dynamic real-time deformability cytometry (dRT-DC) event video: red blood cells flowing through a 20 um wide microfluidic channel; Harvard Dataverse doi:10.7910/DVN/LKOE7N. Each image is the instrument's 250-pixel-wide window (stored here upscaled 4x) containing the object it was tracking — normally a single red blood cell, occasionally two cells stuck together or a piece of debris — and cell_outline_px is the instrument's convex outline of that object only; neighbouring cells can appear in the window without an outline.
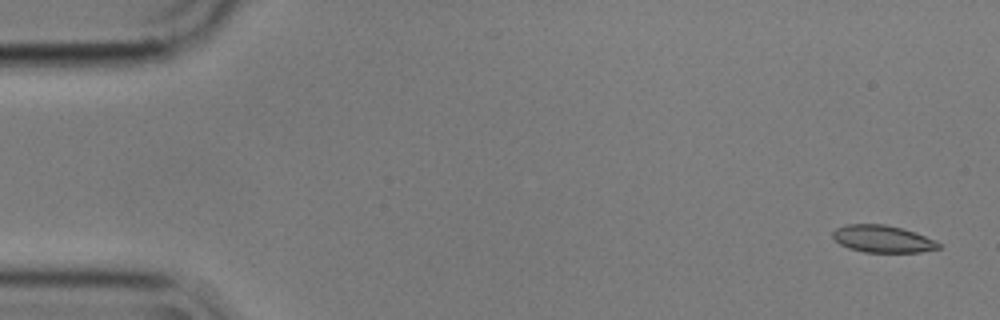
{"species": "common noctule bat (a hibernating species)", "species_latin": "Nyctalus noctula", "temperature_condition": "cold", "stored_images_in_passage": 5, "camera_frame_rate_fps": 3000, "um_per_image_px": 0.085, "animal": {"sex": "male", "body_mass_g": 17.9}, "frame": {"image": 1, "passage_image": 1, "time_ms": 0.0, "image_size_px": [1000, 320], "cell_outline_px": [[940, 248], [920, 252], [864, 252], [848, 248], [840, 244], [832, 236], [832, 232], [836, 228], [848, 224], [884, 224], [916, 232], [936, 240], [940, 244]], "centroid_in_image_um": [75.03, 20.31], "position_along_channel_um": 10.0, "area_um2": 16.76}}
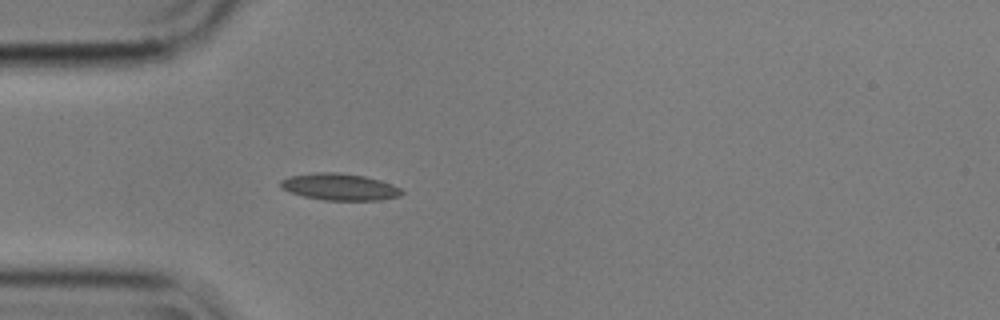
{"frame": {"image": 2, "passage_image": 5, "time_ms": 1.333, "image_size_px": [1000, 320], "cell_outline_px": [[404, 192], [400, 196], [380, 200], [324, 200], [304, 196], [280, 188], [280, 180], [288, 176], [316, 172], [336, 172], [364, 176], [380, 180], [392, 184], [400, 188]], "centroid_in_image_um": [28.86, 15.88], "position_along_channel_um": 56.1, "area_um2": 18.9}}